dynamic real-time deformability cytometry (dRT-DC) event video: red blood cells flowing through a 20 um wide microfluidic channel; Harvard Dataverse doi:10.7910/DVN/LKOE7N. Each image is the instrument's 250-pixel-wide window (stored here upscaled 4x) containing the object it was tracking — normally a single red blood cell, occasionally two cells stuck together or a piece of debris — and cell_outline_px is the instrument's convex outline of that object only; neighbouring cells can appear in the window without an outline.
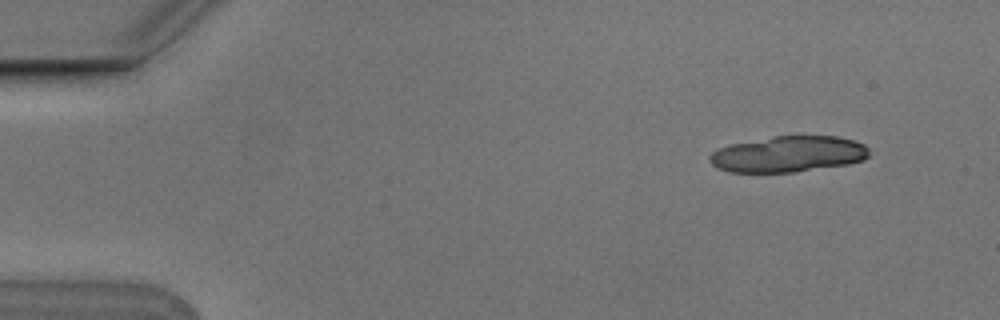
{"species": "Egyptian fruit bat (a non-hibernating species)", "species_latin": "Rousettus aegyptiacus", "temperature_condition": "cold", "stored_images_in_passage": 6, "camera_frame_rate_fps": 3000, "um_per_image_px": 0.085, "animal": {"sex": "male"}, "frame": {"image": 1, "passage_image": 1, "time_ms": 0.0, "image_size_px": [1000, 320], "cell_outline_px": [[868, 156], [864, 160], [848, 164], [792, 172], [728, 172], [716, 168], [708, 160], [708, 156], [716, 148], [732, 144], [772, 136], [836, 136], [856, 140], [864, 144], [868, 148]], "centroid_in_image_um": [66.98, 13.1], "position_along_channel_um": 18.0, "area_um2": 33.64}}